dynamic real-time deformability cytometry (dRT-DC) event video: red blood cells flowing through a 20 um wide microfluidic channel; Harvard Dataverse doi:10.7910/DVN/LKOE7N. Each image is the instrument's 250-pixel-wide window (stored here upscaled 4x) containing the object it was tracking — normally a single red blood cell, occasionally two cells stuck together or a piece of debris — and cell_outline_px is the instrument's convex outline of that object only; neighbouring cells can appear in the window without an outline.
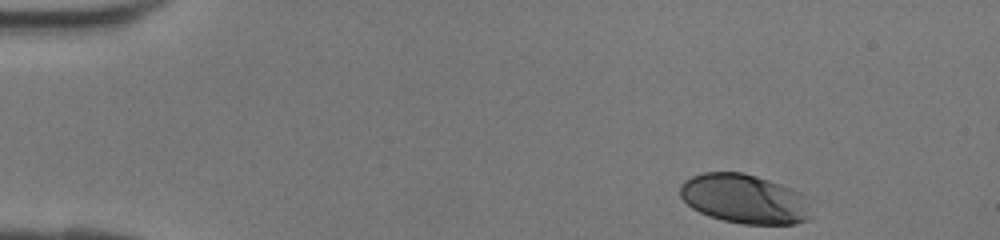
{"species": "human", "species_latin": "Homo sapiens", "temperature_condition": "room temperature", "stored_images_in_passage": 32, "camera_frame_rate_fps": 3000, "um_per_image_px": 0.085, "donor": {"sex": "female"}, "frame": {"image": 1, "passage_image": 1, "time_ms": 0.0, "image_size_px": [1000, 240], "cell_outline_px": [[812, 216], [808, 220], [792, 224], [744, 224], [724, 220], [708, 216], [692, 208], [680, 196], [680, 184], [684, 180], [692, 176], [704, 172], [744, 172], [804, 192], [808, 196]], "centroid_in_image_um": [63.33, 16.9], "position_along_channel_um": 21.7, "area_um2": 38.15}}
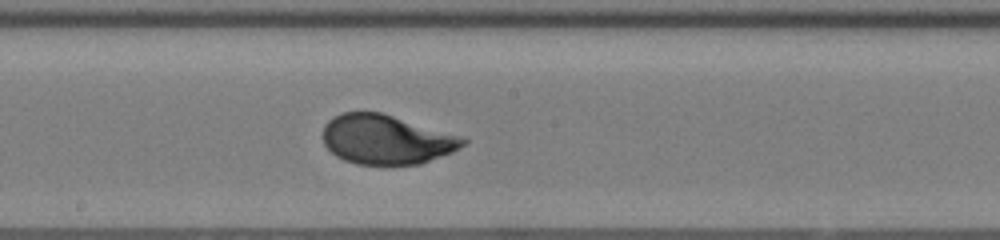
{"frame": {"image": 2, "passage_image": 19, "time_ms": 6.0, "image_size_px": [1000, 240], "cell_outline_px": [[468, 140], [464, 144], [452, 152], [420, 164], [388, 168], [356, 164], [344, 160], [336, 156], [324, 144], [320, 136], [324, 124], [332, 116], [344, 112], [380, 112], [456, 136]], "centroid_in_image_um": [32.72, 11.91], "position_along_channel_um": 215.5, "area_um2": 40.69}}
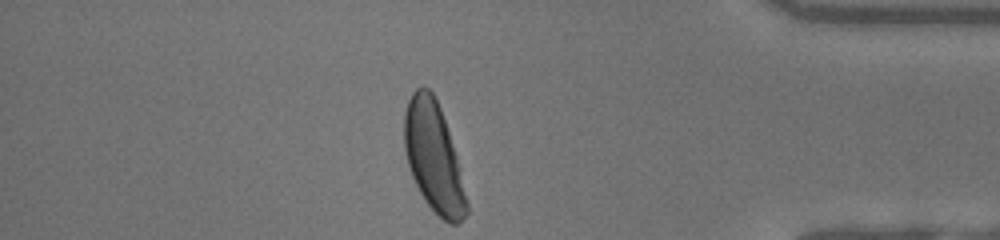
{"frame": {"image": 3, "passage_image": 32, "time_ms": 10.333, "image_size_px": [1000, 240], "cell_outline_px": [[468, 212], [456, 224], [448, 224], [424, 200], [412, 176], [408, 164], [404, 148], [404, 112], [408, 100], [412, 92], [420, 84], [424, 84], [432, 92], [440, 108], [456, 156], [468, 204]], "centroid_in_image_um": [36.82, 13.32], "position_along_channel_um": 398.4, "area_um2": 39.25}}